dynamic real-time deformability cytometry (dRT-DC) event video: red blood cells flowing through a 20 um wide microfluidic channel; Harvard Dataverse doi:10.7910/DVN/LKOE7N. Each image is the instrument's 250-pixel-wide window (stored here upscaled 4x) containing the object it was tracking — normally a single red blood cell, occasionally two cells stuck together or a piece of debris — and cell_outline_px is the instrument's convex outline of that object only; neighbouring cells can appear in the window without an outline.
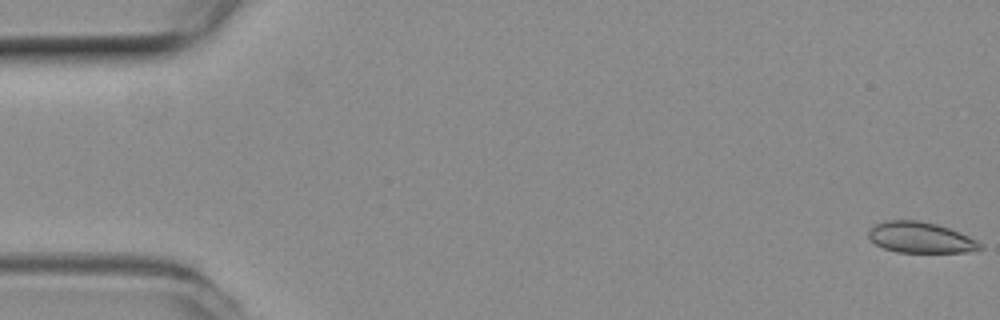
{"species": "common noctule bat (a hibernating species)", "species_latin": "Nyctalus noctula", "temperature_condition": "room temperature", "stored_images_in_passage": 11, "camera_frame_rate_fps": 3000, "um_per_image_px": 0.085, "animal": {"sex": "female", "body_mass_g": 19.3, "forearm_length_mm": 54.1}, "frame": {"image": 1, "passage_image": 1, "time_ms": 0.0, "image_size_px": [1000, 320], "cell_outline_px": [[984, 248], [964, 252], [896, 252], [884, 248], [868, 240], [868, 232], [876, 224], [884, 220], [920, 220], [936, 224], [948, 228], [968, 236], [976, 240]], "centroid_in_image_um": [78.2, 20.18], "position_along_channel_um": 6.8, "area_um2": 19.94}}